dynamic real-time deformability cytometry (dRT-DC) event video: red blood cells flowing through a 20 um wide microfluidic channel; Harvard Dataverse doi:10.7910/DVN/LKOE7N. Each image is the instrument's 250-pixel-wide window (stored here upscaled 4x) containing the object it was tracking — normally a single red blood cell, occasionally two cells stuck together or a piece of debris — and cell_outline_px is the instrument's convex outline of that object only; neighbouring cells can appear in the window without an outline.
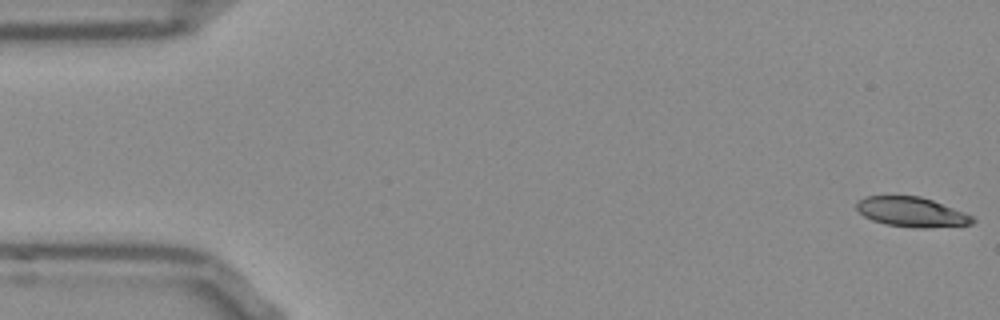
{"species": "Egyptian fruit bat (a non-hibernating species)", "species_latin": "Rousettus aegyptiacus", "temperature_condition": "room temperature", "stored_images_in_passage": 53, "camera_frame_rate_fps": 3000, "um_per_image_px": 0.085, "frame": {"image": 1, "passage_image": 1, "time_ms": 0.0, "image_size_px": [1000, 320], "cell_outline_px": [[976, 220], [972, 224], [928, 228], [912, 228], [884, 224], [872, 220], [864, 216], [856, 208], [856, 204], [864, 196], [920, 196], [932, 200], [964, 212], [972, 216]], "centroid_in_image_um": [77.49, 18.03], "position_along_channel_um": 7.5, "area_um2": 20.11}}
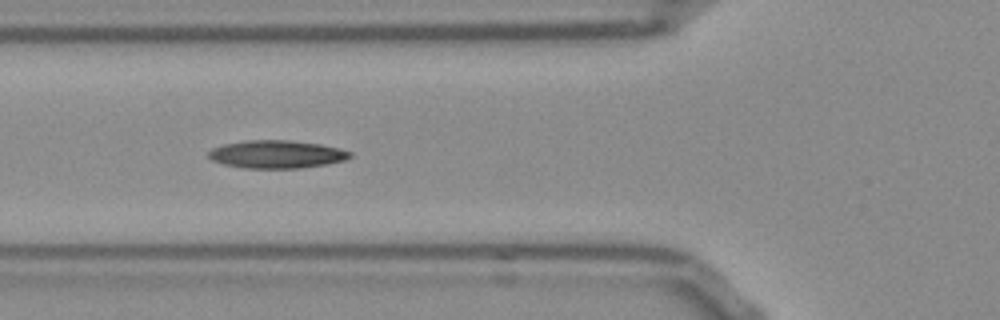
{"frame": {"image": 2, "passage_image": 19, "time_ms": 6.0, "image_size_px": [1000, 320], "cell_outline_px": [[352, 156], [344, 160], [328, 164], [300, 168], [244, 168], [224, 164], [212, 160], [208, 156], [208, 152], [212, 148], [224, 144], [244, 140], [288, 140], [320, 144], [340, 148], [352, 152]], "centroid_in_image_um": [23.52, 13.11], "position_along_channel_um": 102.3, "area_um2": 23.06}}
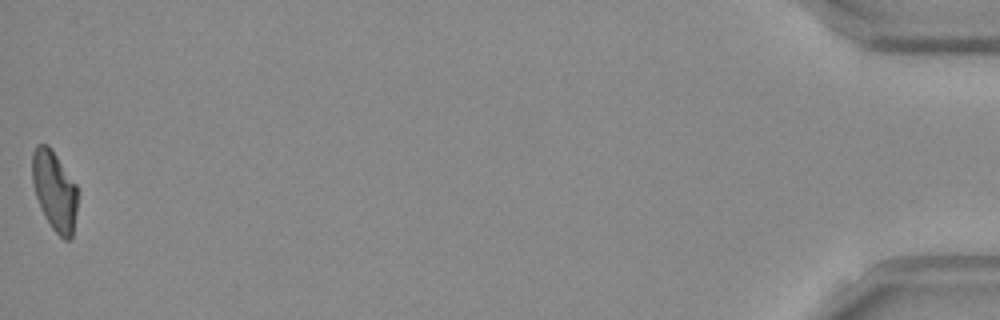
{"frame": {"image": 3, "passage_image": 53, "time_ms": 17.333, "image_size_px": [1000, 320], "cell_outline_px": [[76, 212], [72, 236], [68, 240], [64, 240], [52, 228], [44, 216], [40, 208], [36, 196], [32, 180], [32, 152], [36, 144], [48, 144], [76, 184]], "centroid_in_image_um": [4.61, 16.2], "position_along_channel_um": 430.6, "area_um2": 20.87}, "authors_computed_cell_mechanics": {"area_um2": 21.675, "velocity_mm_per_s": 3.7983, "shape_relaxation_time_tau1_ms": null, "shape_relaxation_time_tau2_ms": 6.3093, "deformation_change_tau1": null, "deformation_change_tau2": 0.1463}}